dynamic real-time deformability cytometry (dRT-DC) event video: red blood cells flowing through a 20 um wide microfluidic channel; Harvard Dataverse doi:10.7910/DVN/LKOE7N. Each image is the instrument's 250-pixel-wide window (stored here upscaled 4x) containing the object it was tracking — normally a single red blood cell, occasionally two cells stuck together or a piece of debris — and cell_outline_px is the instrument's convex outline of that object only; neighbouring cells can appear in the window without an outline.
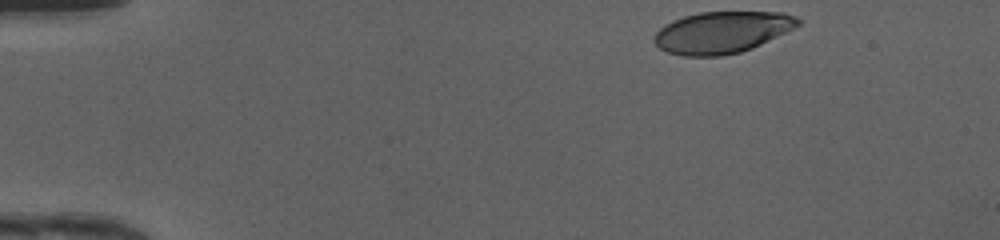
{"species": "human", "species_latin": "Homo sapiens", "temperature_condition": "cold", "stored_images_in_passage": 36, "camera_frame_rate_fps": 3000, "um_per_image_px": 0.085, "donor": {"sex": "female"}, "frame": {"image": 1, "passage_image": 1, "time_ms": 0.0, "image_size_px": [1000, 240], "cell_outline_px": [[800, 24], [752, 48], [740, 52], [720, 56], [684, 56], [668, 52], [660, 48], [656, 44], [656, 32], [660, 28], [672, 20], [684, 16], [700, 12], [784, 12], [796, 16], [800, 20]], "centroid_in_image_um": [61.37, 2.74], "position_along_channel_um": 23.6, "area_um2": 34.51}}
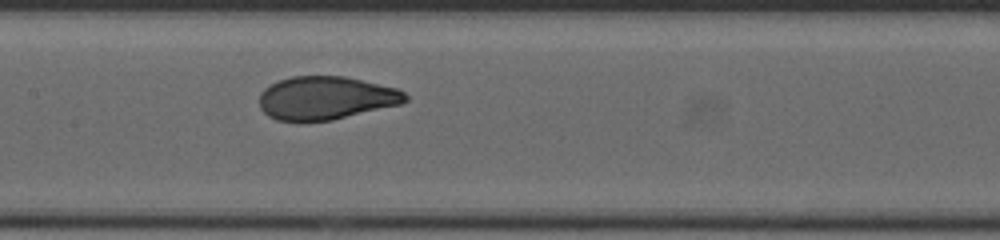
{"frame": {"image": 2, "passage_image": 19, "time_ms": 6.0, "image_size_px": [1000, 240], "cell_outline_px": [[408, 100], [400, 104], [332, 120], [276, 120], [268, 116], [260, 108], [260, 92], [264, 88], [280, 80], [292, 76], [344, 76], [396, 88], [404, 92], [408, 96]], "centroid_in_image_um": [27.69, 8.32], "position_along_channel_um": 179.7, "area_um2": 36.41}}
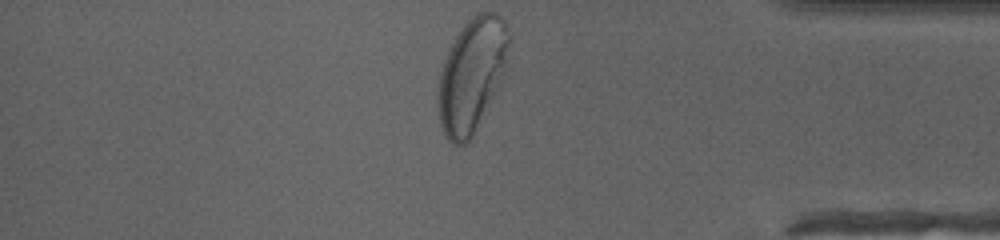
{"frame": {"image": 3, "passage_image": 36, "time_ms": 11.667, "image_size_px": [1000, 240], "cell_outline_px": [[512, 32], [504, 72], [500, 84], [472, 136], [464, 144], [452, 144], [448, 140], [440, 124], [440, 72], [448, 48], [464, 24], [476, 12], [496, 12], [504, 20]], "centroid_in_image_um": [40.15, 6.3], "position_along_channel_um": 395.0, "area_um2": 46.47}, "authors_computed_cell_mechanics": {"area_um2": 37.3966, "velocity_mm_per_s": 4.1919, "shape_relaxation_time_tau1_ms": 3.9747, "shape_relaxation_time_tau2_ms": null, "deformation_change_tau1": 0.1854, "deformation_change_tau2": null}}